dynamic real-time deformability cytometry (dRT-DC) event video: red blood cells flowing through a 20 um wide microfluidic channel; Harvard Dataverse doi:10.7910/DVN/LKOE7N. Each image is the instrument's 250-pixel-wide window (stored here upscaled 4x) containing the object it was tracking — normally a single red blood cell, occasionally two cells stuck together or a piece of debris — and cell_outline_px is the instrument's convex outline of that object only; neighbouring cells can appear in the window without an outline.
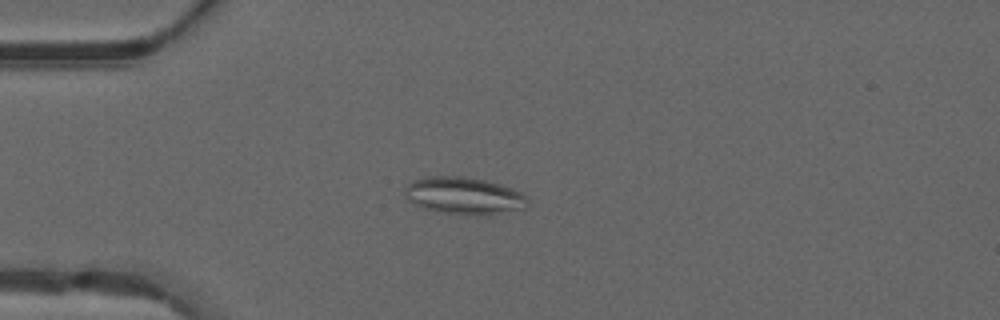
{"species": "common noctule bat (a hibernating species)", "species_latin": "Nyctalus noctula", "temperature_condition": "warm", "stored_images_in_passage": 49, "camera_frame_rate_fps": 3000, "um_per_image_px": 0.085, "animal": {"sex": "male", "forearm_length_mm": 52.5}, "frame": {"image": 1, "passage_image": 13, "time_ms": 4.0, "image_size_px": [1000, 320], "cell_outline_px": [[528, 204], [524, 208], [492, 212], [436, 212], [424, 208], [408, 200], [404, 192], [404, 188], [408, 184], [416, 180], [428, 176], [460, 176], [484, 180], [512, 188], [520, 192], [528, 200]], "centroid_in_image_um": [39.36, 16.58], "position_along_channel_um": 45.6, "area_um2": 25.32}}
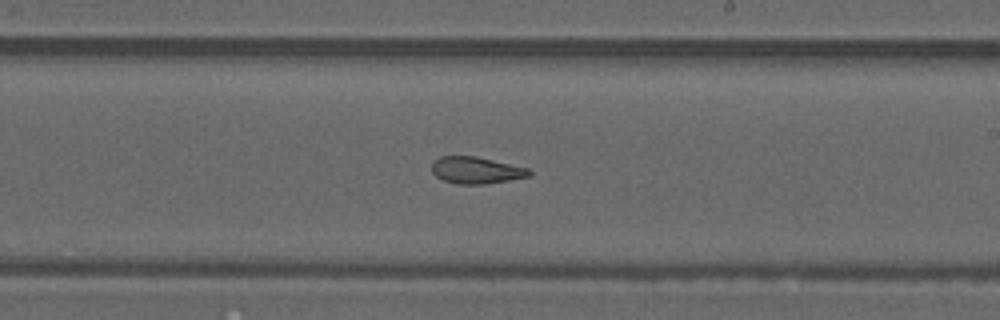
{"frame": {"image": 2, "passage_image": 29, "time_ms": 9.333, "image_size_px": [1000, 320], "cell_outline_px": [[532, 172], [528, 176], [508, 180], [484, 184], [456, 184], [444, 180], [436, 176], [432, 172], [432, 164], [440, 156], [476, 156], [528, 168]], "centroid_in_image_um": [40.46, 14.47], "position_along_channel_um": 248.5, "area_um2": 15.03}}
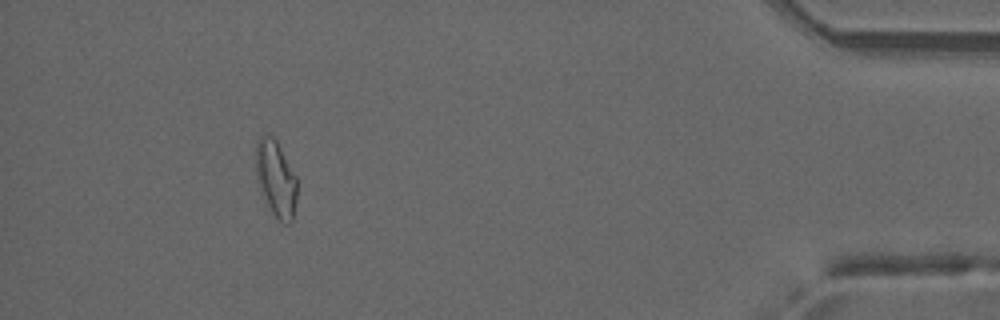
{"frame": {"image": 3, "passage_image": 45, "time_ms": 14.667, "image_size_px": [1000, 320], "cell_outline_px": [[296, 200], [292, 220], [288, 224], [284, 224], [272, 212], [268, 204], [260, 184], [256, 172], [256, 140], [260, 136], [272, 136], [276, 140], [296, 176]], "centroid_in_image_um": [23.46, 15.16], "position_along_channel_um": 411.7, "area_um2": 17.63}, "authors_computed_cell_mechanics": {"area_um2": 17.629, "velocity_mm_per_s": 4.1815, "shape_relaxation_time_tau1_ms": null, "shape_relaxation_time_tau2_ms": 2.7995, "deformation_change_tau1": null, "deformation_change_tau2": 0.1058}}